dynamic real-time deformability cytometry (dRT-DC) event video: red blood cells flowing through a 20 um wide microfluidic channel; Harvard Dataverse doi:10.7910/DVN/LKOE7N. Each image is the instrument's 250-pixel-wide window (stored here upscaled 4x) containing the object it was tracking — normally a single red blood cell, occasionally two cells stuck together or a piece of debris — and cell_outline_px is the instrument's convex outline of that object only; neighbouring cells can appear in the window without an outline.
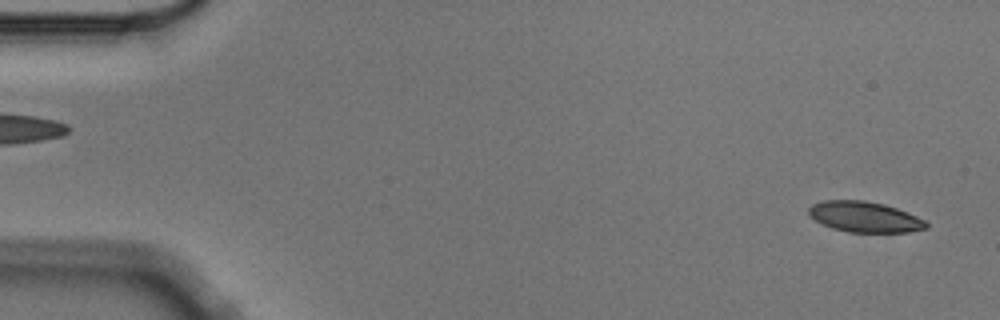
{"species": "Egyptian fruit bat (a non-hibernating species)", "species_latin": "Rousettus aegyptiacus", "temperature_condition": "cold", "stored_images_in_passage": 5, "segment_of_instrument_passage": [2, 2], "camera_frame_rate_fps": 3000, "um_per_image_px": 0.085, "animal": {"sex": "male"}, "frame": {"image": 1, "passage_image": 5, "time_ms": 1.333, "image_size_px": [1000, 320], "cell_outline_px": [[928, 228], [908, 232], [848, 232], [832, 228], [808, 216], [808, 208], [812, 204], [824, 200], [864, 200], [884, 204], [908, 212], [924, 220], [928, 224]], "centroid_in_image_um": [73.48, 18.43], "position_along_channel_um": 11.5, "area_um2": 20.98}}